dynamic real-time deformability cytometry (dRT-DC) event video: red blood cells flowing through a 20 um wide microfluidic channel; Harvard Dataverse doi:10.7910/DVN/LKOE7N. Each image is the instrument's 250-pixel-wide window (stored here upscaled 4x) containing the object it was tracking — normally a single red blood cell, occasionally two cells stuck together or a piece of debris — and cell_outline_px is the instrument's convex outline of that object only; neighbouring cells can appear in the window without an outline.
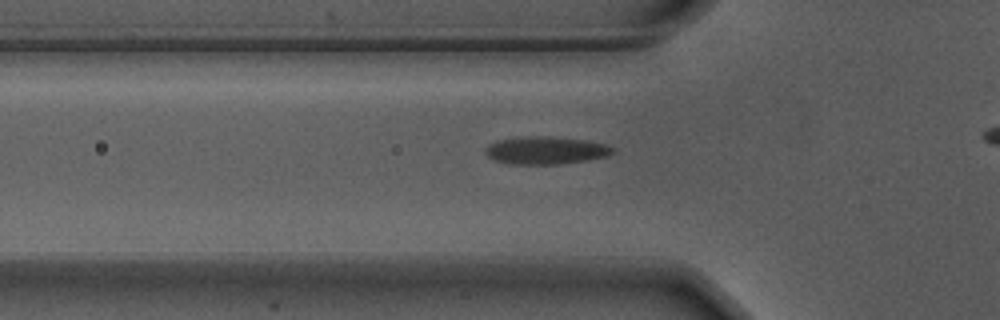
{"species": "Egyptian fruit bat (a non-hibernating species)", "species_latin": "Rousettus aegyptiacus", "temperature_condition": "warm", "stored_images_in_passage": 32, "camera_frame_rate_fps": 3000, "um_per_image_px": 0.085, "animal": {"sex": "male"}, "frame": {"image": 1, "passage_image": 5, "time_ms": 1.333, "image_size_px": [1000, 320], "cell_outline_px": [[616, 152], [604, 156], [588, 160], [556, 164], [508, 164], [496, 160], [488, 156], [484, 152], [492, 144], [500, 140], [520, 136], [552, 136], [584, 140], [608, 144], [616, 148]], "centroid_in_image_um": [46.45, 12.77], "position_along_channel_um": 79.3, "area_um2": 20.46}}
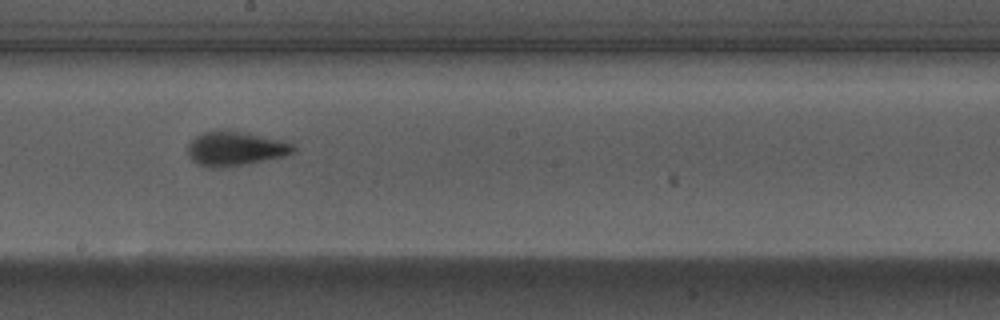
{"frame": {"image": 2, "passage_image": 17, "time_ms": 5.333, "image_size_px": [1000, 320], "cell_outline_px": [[296, 148], [292, 152], [284, 156], [224, 168], [208, 168], [196, 164], [192, 160], [188, 152], [188, 144], [196, 136], [204, 132], [228, 128], [248, 132], [284, 140], [292, 144]], "centroid_in_image_um": [19.98, 12.61], "position_along_channel_um": 228.2, "area_um2": 21.5}}
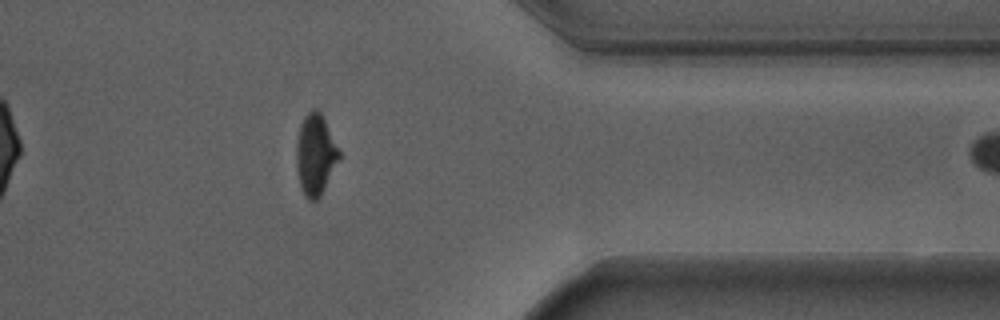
{"frame": {"image": 3, "passage_image": 31, "time_ms": 10.0, "image_size_px": [1000, 320], "cell_outline_px": [[340, 156], [320, 196], [316, 200], [308, 200], [304, 196], [300, 188], [296, 164], [296, 144], [300, 124], [304, 116], [312, 108], [316, 108], [320, 112], [340, 152]], "centroid_in_image_um": [26.77, 13.15], "position_along_channel_um": 384.6, "area_um2": 19.88}}